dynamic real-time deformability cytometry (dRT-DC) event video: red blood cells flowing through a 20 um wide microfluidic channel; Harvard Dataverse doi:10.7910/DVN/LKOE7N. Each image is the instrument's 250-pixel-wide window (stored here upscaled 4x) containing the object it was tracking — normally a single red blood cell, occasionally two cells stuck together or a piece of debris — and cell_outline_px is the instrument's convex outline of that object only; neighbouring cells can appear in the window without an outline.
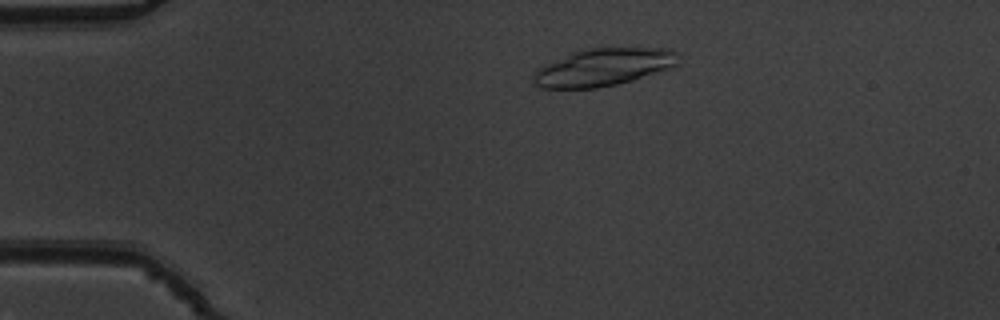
{"species": "common noctule bat (a hibernating species)", "species_latin": "Nyctalus noctula", "temperature_condition": "warm", "stored_images_in_passage": 51, "camera_frame_rate_fps": 3000, "um_per_image_px": 0.085, "animal": {"sex": "male", "body_mass_g": 19.5, "forearm_length_mm": 54.6}, "frame": {"image": 1, "passage_image": 9, "time_ms": 2.667, "image_size_px": [1000, 320], "cell_outline_px": [[680, 52], [676, 64], [672, 68], [632, 80], [616, 84], [596, 88], [540, 88], [532, 84], [532, 72], [536, 68], [580, 48], [668, 48]], "centroid_in_image_um": [51.25, 5.7], "position_along_channel_um": 33.8, "area_um2": 32.14}}
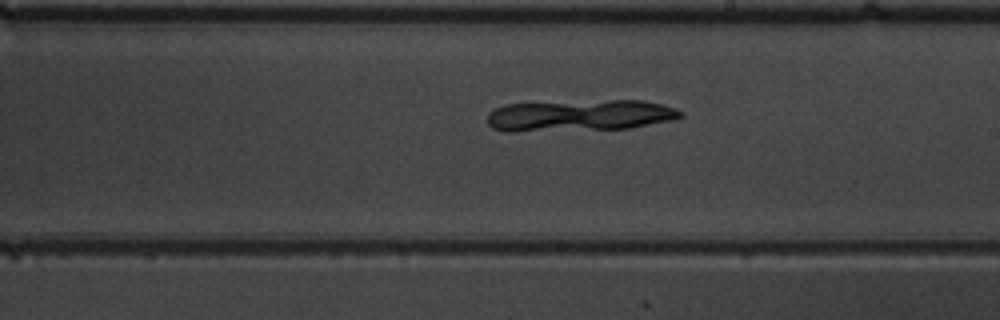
{"frame": {"image": 2, "passage_image": 29, "time_ms": 9.333, "image_size_px": [1000, 320], "cell_outline_px": [[684, 116], [672, 120], [632, 128], [516, 132], [504, 132], [492, 128], [488, 124], [488, 112], [504, 104], [608, 100], [644, 100], [676, 108], [684, 112]], "centroid_in_image_um": [49.28, 9.82], "position_along_channel_um": 239.7, "area_um2": 35.84}}
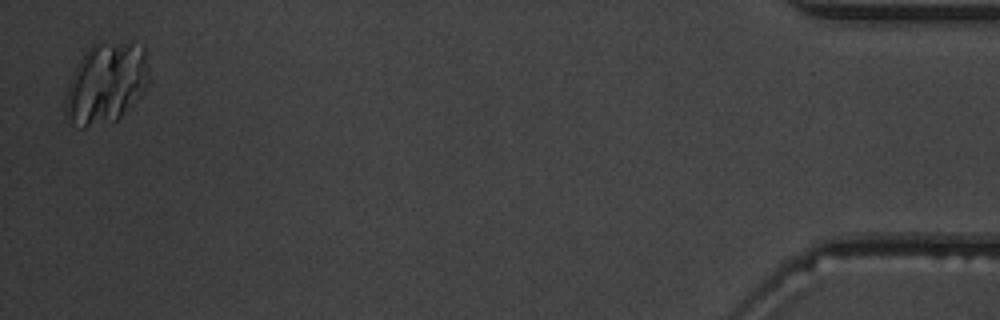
{"frame": {"image": 3, "passage_image": 50, "time_ms": 16.333, "image_size_px": [1000, 320], "cell_outline_px": [[148, 84], [144, 92], [116, 120], [84, 128], [80, 128], [72, 124], [64, 112], [68, 88], [72, 76], [76, 68], [88, 48], [92, 44], [128, 40], [132, 40], [144, 44], [148, 76]], "centroid_in_image_um": [9.05, 7.04], "position_along_channel_um": 426.2, "area_um2": 39.3}}